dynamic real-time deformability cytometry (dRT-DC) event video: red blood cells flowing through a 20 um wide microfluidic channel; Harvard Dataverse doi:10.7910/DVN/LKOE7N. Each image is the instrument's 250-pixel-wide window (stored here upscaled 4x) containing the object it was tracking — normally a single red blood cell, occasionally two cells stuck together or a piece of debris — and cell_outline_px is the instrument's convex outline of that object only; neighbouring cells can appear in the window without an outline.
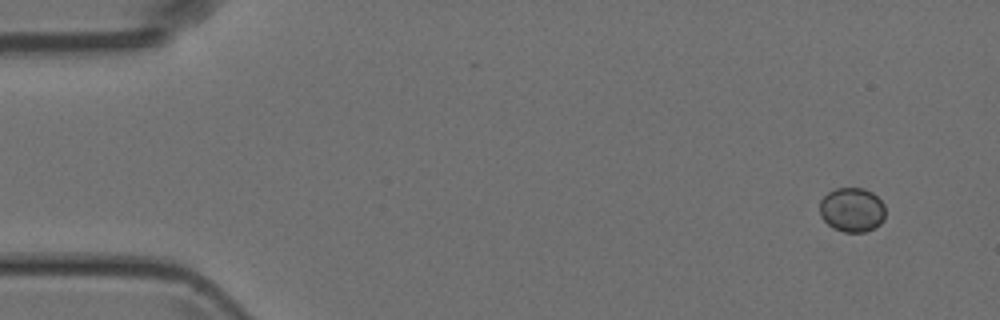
{"species": "Egyptian fruit bat (a non-hibernating species)", "species_latin": "Rousettus aegyptiacus", "temperature_condition": "room temperature", "stored_images_in_passage": 5, "camera_frame_rate_fps": 3000, "um_per_image_px": 0.085, "animal": {"sex": "female"}, "frame": {"image": 1, "passage_image": 1, "time_ms": 0.0, "image_size_px": [1000, 320], "cell_outline_px": [[884, 220], [880, 224], [864, 232], [844, 232], [832, 228], [820, 216], [820, 200], [828, 192], [836, 188], [864, 188], [872, 192], [884, 204]], "centroid_in_image_um": [72.41, 17.83], "position_along_channel_um": 12.6, "area_um2": 16.99}}
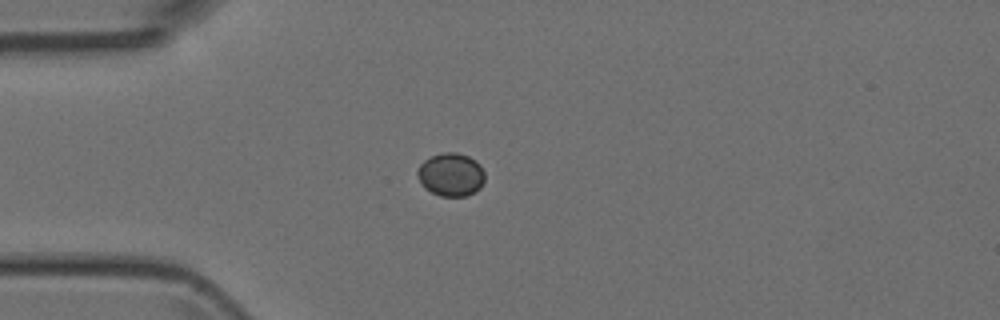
{"frame": {"image": 2, "passage_image": 4, "time_ms": 3.333, "image_size_px": [1000, 320], "cell_outline_px": [[484, 180], [480, 188], [476, 192], [464, 196], [440, 196], [424, 188], [416, 172], [420, 164], [424, 160], [432, 156], [444, 152], [456, 152], [468, 156], [476, 160], [480, 164], [484, 172]], "centroid_in_image_um": [38.34, 14.84], "position_along_channel_um": 46.7, "area_um2": 16.99}}